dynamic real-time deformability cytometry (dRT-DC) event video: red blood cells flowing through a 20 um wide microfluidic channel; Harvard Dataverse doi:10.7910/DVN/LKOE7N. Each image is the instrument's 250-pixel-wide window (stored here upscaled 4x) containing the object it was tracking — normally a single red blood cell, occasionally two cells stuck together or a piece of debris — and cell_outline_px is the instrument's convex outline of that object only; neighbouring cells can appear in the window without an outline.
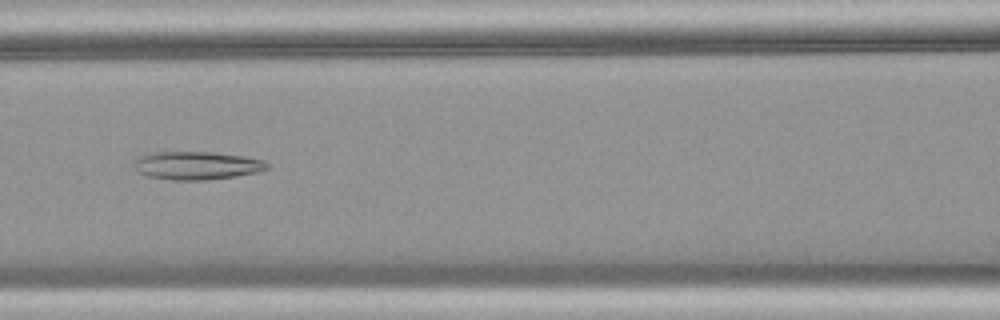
{"species": "common noctule bat (a hibernating species)", "species_latin": "Nyctalus noctula", "temperature_condition": "warm", "stored_images_in_passage": 44, "camera_frame_rate_fps": 3000, "um_per_image_px": 0.085, "animal": {"sex": "female", "body_mass_g": 18.4}, "frame": {"image": 1, "passage_image": 17, "time_ms": 5.333, "image_size_px": [1000, 320], "cell_outline_px": [[272, 168], [260, 172], [236, 176], [204, 180], [172, 180], [148, 176], [140, 172], [136, 168], [136, 160], [140, 156], [156, 152], [212, 152], [244, 156], [264, 160]], "centroid_in_image_um": [16.82, 14.07], "position_along_channel_um": 149.8, "area_um2": 21.73}}
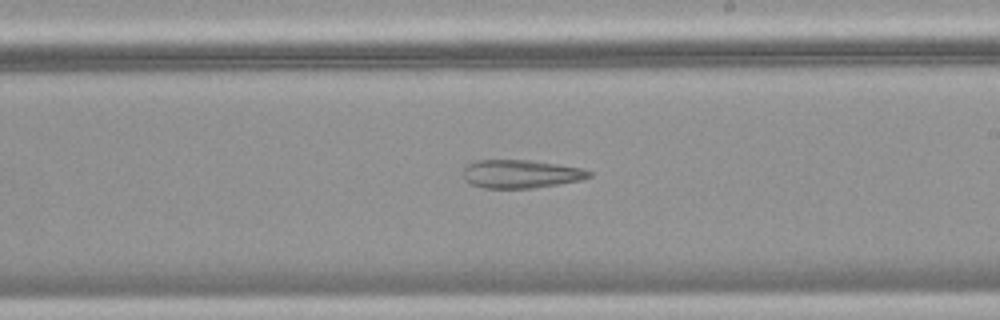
{"frame": {"image": 2, "passage_image": 24, "time_ms": 7.667, "image_size_px": [1000, 320], "cell_outline_px": [[592, 176], [580, 180], [532, 188], [484, 188], [472, 184], [464, 180], [464, 168], [468, 164], [476, 160], [532, 160], [580, 168], [592, 172]], "centroid_in_image_um": [44.24, 14.78], "position_along_channel_um": 244.8, "area_um2": 20.58}}
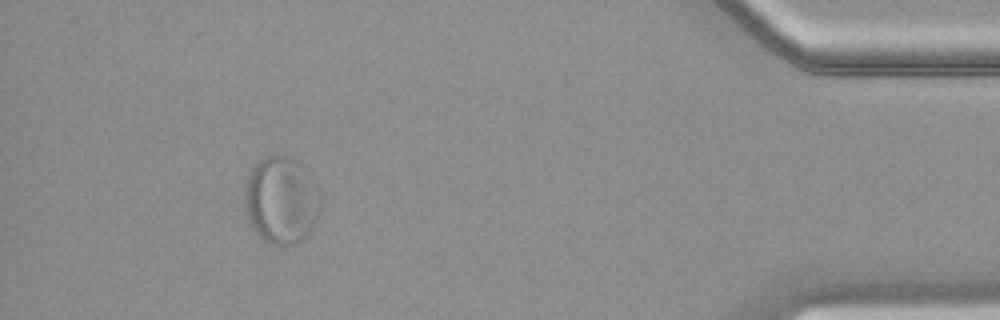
{"frame": {"image": 3, "passage_image": 40, "time_ms": 13.0, "image_size_px": [1000, 320], "cell_outline_px": [[320, 208], [312, 228], [304, 236], [292, 244], [272, 244], [260, 236], [256, 232], [248, 220], [244, 204], [244, 184], [252, 168], [260, 160], [268, 156], [288, 156], [296, 160], [312, 176], [320, 192]], "centroid_in_image_um": [23.9, 16.98], "position_along_channel_um": 411.3, "area_um2": 38.32}}